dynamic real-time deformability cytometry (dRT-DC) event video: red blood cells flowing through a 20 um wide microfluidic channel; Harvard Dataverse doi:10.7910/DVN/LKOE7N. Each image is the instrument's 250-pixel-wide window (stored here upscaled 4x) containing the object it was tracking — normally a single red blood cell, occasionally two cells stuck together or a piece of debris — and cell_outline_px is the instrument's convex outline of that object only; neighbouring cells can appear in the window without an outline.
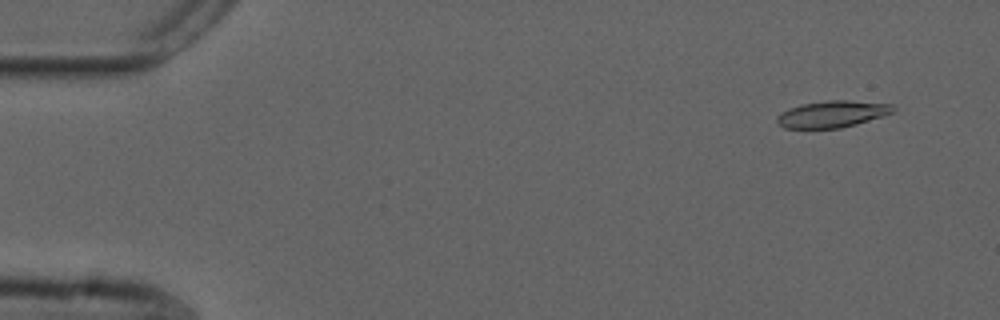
{"species": "common noctule bat (a hibernating species)", "species_latin": "Nyctalus noctula", "temperature_condition": "cold", "stored_images_in_passage": 55, "camera_frame_rate_fps": 3000, "um_per_image_px": 0.085, "animal": {"sex": "male", "forearm_length_mm": 52.5}, "frame": {"image": 1, "passage_image": 4, "time_ms": 1.0, "image_size_px": [1000, 320], "cell_outline_px": [[896, 108], [892, 112], [884, 116], [856, 124], [840, 128], [784, 128], [776, 124], [776, 116], [788, 108], [800, 104], [828, 100], [848, 100], [892, 104]], "centroid_in_image_um": [70.71, 9.69], "position_along_channel_um": 14.3, "area_um2": 18.21}}
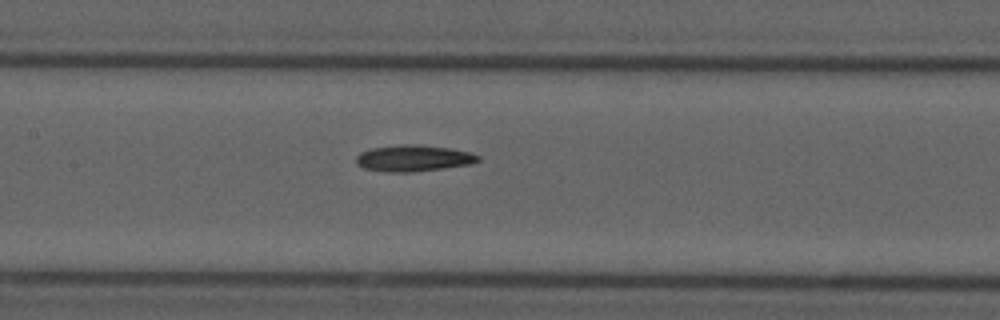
{"frame": {"image": 2, "passage_image": 26, "time_ms": 8.333, "image_size_px": [1000, 320], "cell_outline_px": [[480, 160], [472, 164], [444, 168], [412, 172], [384, 172], [364, 168], [356, 164], [356, 156], [360, 152], [372, 148], [404, 144], [416, 144], [452, 148], [468, 152], [480, 156]], "centroid_in_image_um": [35.14, 13.45], "position_along_channel_um": 172.3, "area_um2": 18.84}}
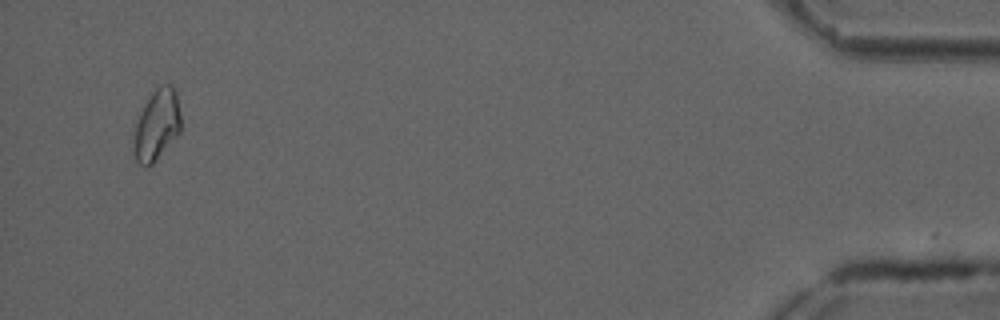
{"frame": {"image": 3, "passage_image": 53, "time_ms": 17.333, "image_size_px": [1000, 320], "cell_outline_px": [[180, 132], [156, 160], [148, 168], [144, 168], [136, 160], [132, 152], [132, 136], [140, 112], [144, 104], [152, 92], [156, 88], [164, 84], [172, 84], [176, 92], [180, 112]], "centroid_in_image_um": [13.29, 10.66], "position_along_channel_um": 421.9, "area_um2": 19.77}}